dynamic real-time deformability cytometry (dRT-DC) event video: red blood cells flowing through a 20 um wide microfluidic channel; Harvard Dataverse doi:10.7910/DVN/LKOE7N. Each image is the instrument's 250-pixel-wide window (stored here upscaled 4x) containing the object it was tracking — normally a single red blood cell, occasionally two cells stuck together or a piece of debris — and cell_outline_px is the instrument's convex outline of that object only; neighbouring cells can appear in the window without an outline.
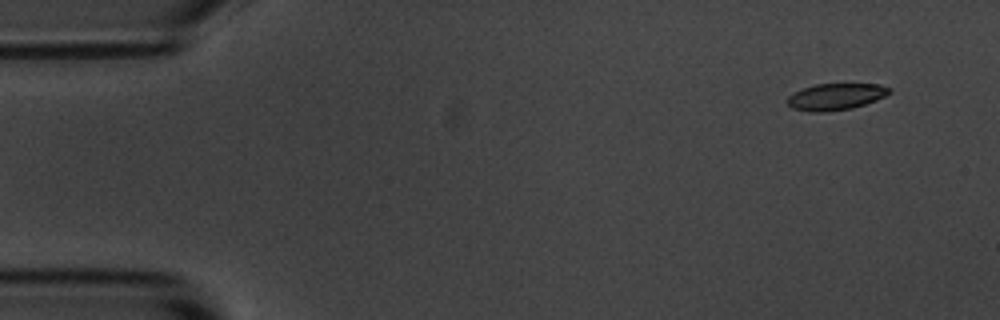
{"species": "common noctule bat (a hibernating species)", "species_latin": "Nyctalus noctula", "temperature_condition": "room temperature", "stored_images_in_passage": 6, "segment_of_instrument_passage": [2, 2], "camera_frame_rate_fps": 3000, "um_per_image_px": 0.085, "animal": {"sex": "male", "body_mass_g": 20.1, "forearm_length_mm": 53.5}, "frame": {"image": 1, "passage_image": 6, "time_ms": 6.0, "image_size_px": [1000, 320], "cell_outline_px": [[892, 92], [876, 100], [852, 108], [828, 112], [808, 112], [792, 108], [784, 100], [788, 96], [804, 88], [816, 84], [880, 84], [892, 88]], "centroid_in_image_um": [71.03, 8.22], "position_along_channel_um": 14.0, "area_um2": 15.9}}